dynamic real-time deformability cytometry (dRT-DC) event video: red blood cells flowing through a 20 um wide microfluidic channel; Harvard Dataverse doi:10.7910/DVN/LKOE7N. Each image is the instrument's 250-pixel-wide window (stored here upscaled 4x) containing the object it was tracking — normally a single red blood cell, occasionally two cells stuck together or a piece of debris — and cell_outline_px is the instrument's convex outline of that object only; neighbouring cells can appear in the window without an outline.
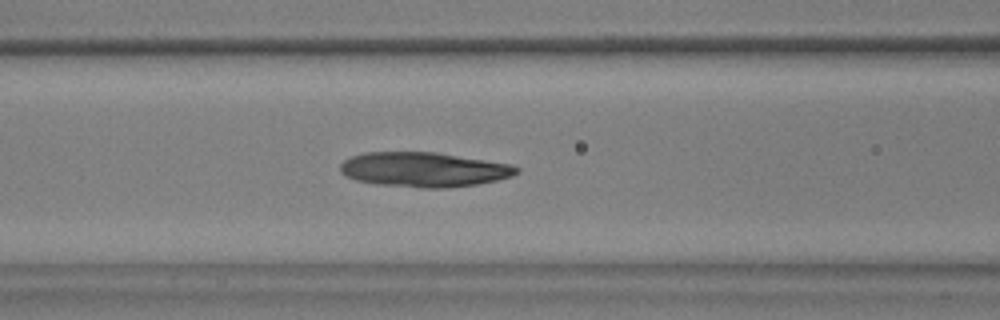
{"species": "common noctule bat (a hibernating species)", "species_latin": "Nyctalus noctula", "temperature_condition": "warm", "stored_images_in_passage": 35, "camera_frame_rate_fps": 3000, "um_per_image_px": 0.085, "animal": {"sex": "male", "body_mass_g": 17.9, "forearm_length_mm": 54.2}, "frame": {"image": 1, "passage_image": 6, "time_ms": 1.667, "image_size_px": [1000, 320], "cell_outline_px": [[520, 172], [512, 176], [496, 180], [476, 184], [448, 188], [420, 188], [376, 184], [356, 180], [344, 176], [340, 172], [340, 164], [344, 160], [352, 156], [364, 152], [436, 152], [512, 164], [520, 168]], "centroid_in_image_um": [36.02, 14.41], "position_along_channel_um": 130.6, "area_um2": 35.89}}
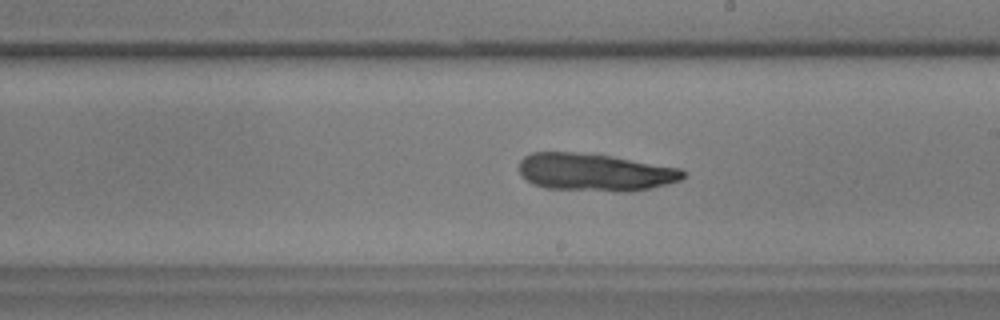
{"frame": {"image": 2, "passage_image": 15, "time_ms": 4.667, "image_size_px": [1000, 320], "cell_outline_px": [[688, 172], [680, 180], [652, 188], [624, 192], [620, 192], [544, 188], [532, 184], [520, 176], [520, 160], [524, 156], [532, 152], [576, 152], [612, 156], [680, 168]], "centroid_in_image_um": [50.55, 14.64], "position_along_channel_um": 238.5, "area_um2": 36.18}}
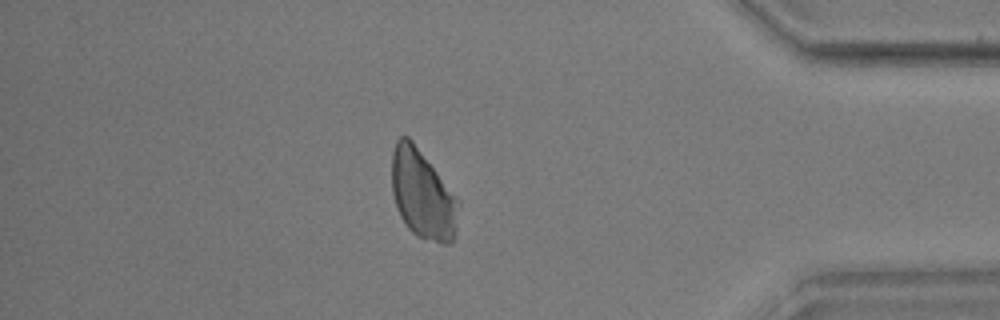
{"frame": {"image": 3, "passage_image": 31, "time_ms": 10.0, "image_size_px": [1000, 320], "cell_outline_px": [[460, 204], [456, 236], [452, 244], [440, 244], [424, 240], [416, 236], [408, 228], [400, 216], [392, 192], [392, 152], [396, 140], [400, 136], [408, 136], [412, 140], [456, 196]], "centroid_in_image_um": [35.94, 16.58], "position_along_channel_um": 399.3, "area_um2": 34.97}}